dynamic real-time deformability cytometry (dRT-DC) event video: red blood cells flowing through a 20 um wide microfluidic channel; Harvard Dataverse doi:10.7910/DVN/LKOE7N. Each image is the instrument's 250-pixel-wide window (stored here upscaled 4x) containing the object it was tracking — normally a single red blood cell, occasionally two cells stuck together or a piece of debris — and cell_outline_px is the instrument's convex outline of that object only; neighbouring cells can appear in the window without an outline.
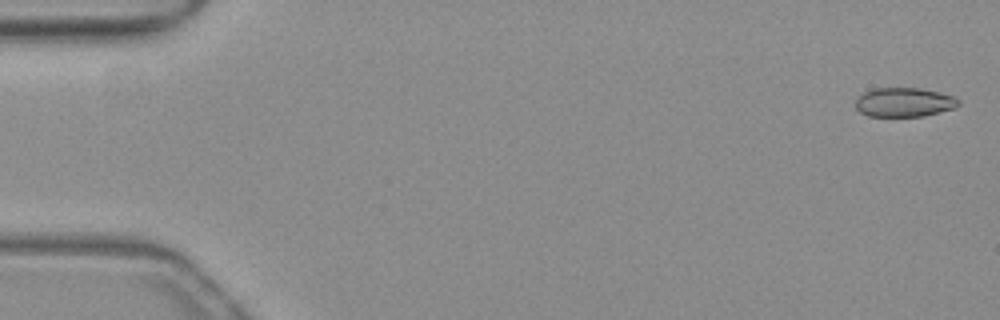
{"species": "common noctule bat (a hibernating species)", "species_latin": "Nyctalus noctula", "temperature_condition": "warm", "stored_images_in_passage": 24, "camera_frame_rate_fps": 3000, "um_per_image_px": 0.085, "animal": {"sex": "female", "body_mass_g": 19.3, "forearm_length_mm": 54.1}, "frame": {"image": 1, "passage_image": 2, "time_ms": 0.333, "image_size_px": [1000, 320], "cell_outline_px": [[960, 104], [956, 108], [924, 116], [868, 116], [860, 112], [856, 108], [856, 96], [872, 88], [920, 88], [952, 96], [960, 100]], "centroid_in_image_um": [76.83, 8.69], "position_along_channel_um": 8.2, "area_um2": 17.57}}
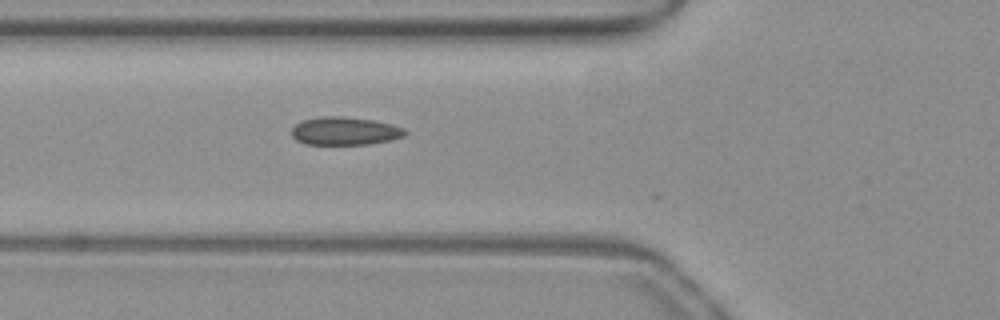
{"frame": {"image": 2, "passage_image": 20, "time_ms": 6.333, "image_size_px": [1000, 320], "cell_outline_px": [[408, 132], [404, 136], [392, 140], [368, 144], [304, 144], [296, 140], [292, 136], [292, 128], [296, 124], [304, 120], [320, 116], [340, 116], [372, 120], [392, 124], [404, 128]], "centroid_in_image_um": [29.32, 11.14], "position_along_channel_um": 96.5, "area_um2": 18.55}}
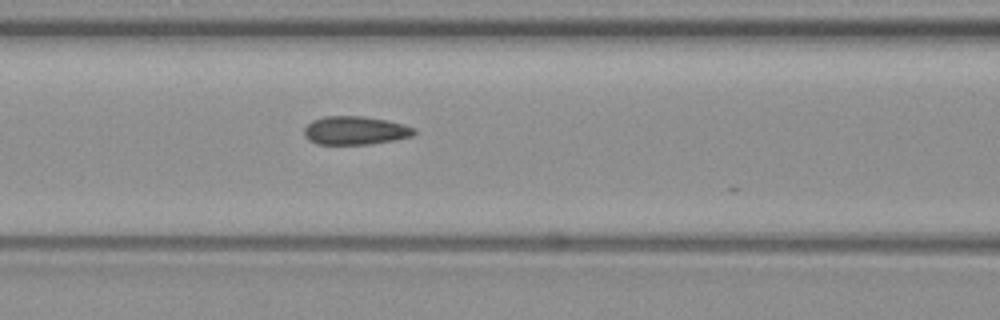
{"frame": {"image": 3, "passage_image": 23, "time_ms": 7.333, "image_size_px": [1000, 320], "cell_outline_px": [[416, 132], [412, 136], [396, 140], [372, 144], [316, 144], [308, 140], [304, 136], [304, 128], [312, 120], [324, 116], [360, 116], [388, 120], [404, 124], [416, 128]], "centroid_in_image_um": [30.2, 11.09], "position_along_channel_um": 136.4, "area_um2": 18.44}}